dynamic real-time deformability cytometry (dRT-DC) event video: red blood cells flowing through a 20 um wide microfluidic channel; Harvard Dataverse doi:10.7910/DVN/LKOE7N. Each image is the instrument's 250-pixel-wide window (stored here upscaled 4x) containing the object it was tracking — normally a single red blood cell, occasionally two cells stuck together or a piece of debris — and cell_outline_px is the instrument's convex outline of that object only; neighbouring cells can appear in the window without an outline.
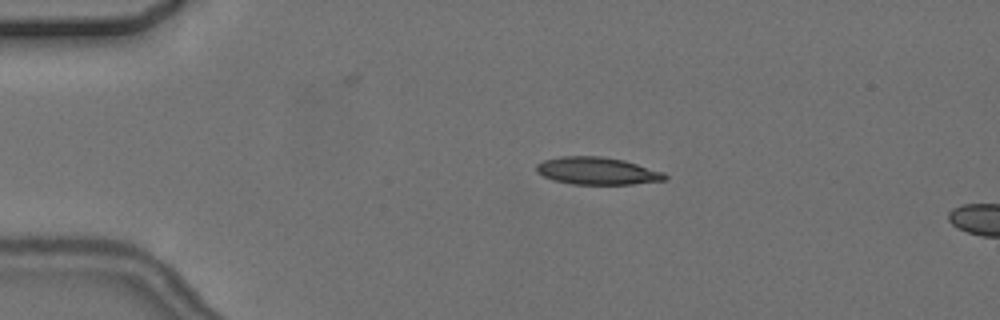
{"species": "common noctule bat (a hibernating species)", "species_latin": "Nyctalus noctula", "temperature_condition": "cold", "stored_images_in_passage": 4, "camera_frame_rate_fps": 3000, "um_per_image_px": 0.085, "animal": {"sex": "female", "body_mass_g": 24.6, "forearm_length_mm": 56.2}, "frame": {"image": 1, "passage_image": 3, "time_ms": 2.333, "image_size_px": [1000, 320], "cell_outline_px": [[668, 180], [632, 184], [572, 184], [552, 180], [536, 172], [536, 164], [544, 160], [560, 156], [600, 156], [624, 160], [664, 172], [668, 176]], "centroid_in_image_um": [50.77, 14.53], "position_along_channel_um": 34.2, "area_um2": 20.63}}